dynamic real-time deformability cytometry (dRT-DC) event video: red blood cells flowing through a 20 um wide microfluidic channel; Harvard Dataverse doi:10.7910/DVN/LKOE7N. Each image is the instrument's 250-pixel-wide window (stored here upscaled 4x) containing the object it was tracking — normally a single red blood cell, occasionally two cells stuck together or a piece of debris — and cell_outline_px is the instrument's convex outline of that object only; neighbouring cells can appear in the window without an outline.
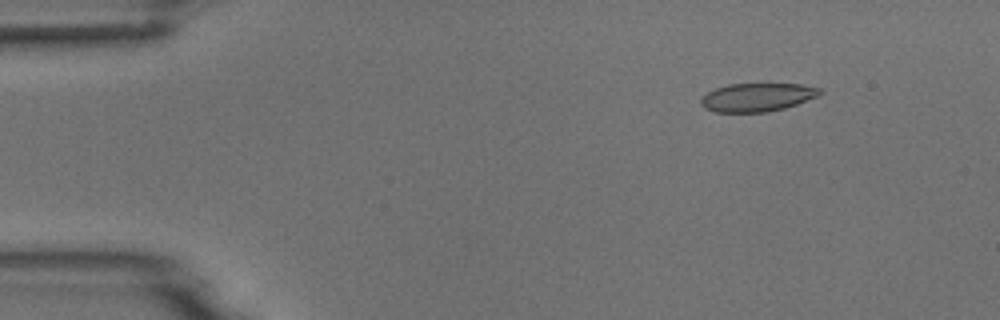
{"species": "common noctule bat (a hibernating species)", "species_latin": "Nyctalus noctula", "temperature_condition": "room temperature", "stored_images_in_passage": 7, "camera_frame_rate_fps": 3000, "um_per_image_px": 0.085, "animal": {"sex": "male", "body_mass_g": 18.8}, "frame": {"image": 1, "passage_image": 2, "time_ms": 1.0, "image_size_px": [1000, 320], "cell_outline_px": [[820, 92], [816, 96], [796, 104], [784, 108], [768, 112], [716, 112], [704, 108], [700, 104], [700, 96], [716, 88], [728, 84], [800, 84], [820, 88]], "centroid_in_image_um": [64.29, 8.27], "position_along_channel_um": 20.7, "area_um2": 19.54}}
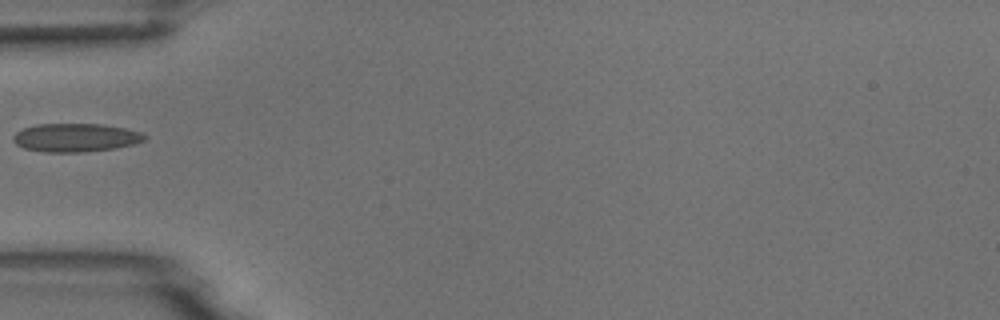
{"frame": {"image": 2, "passage_image": 5, "time_ms": 4.667, "image_size_px": [1000, 320], "cell_outline_px": [[148, 136], [144, 140], [136, 144], [116, 148], [84, 152], [44, 152], [24, 148], [16, 144], [12, 140], [12, 136], [16, 132], [24, 128], [36, 124], [100, 124], [124, 128], [140, 132]], "centroid_in_image_um": [6.42, 11.7], "position_along_channel_um": 78.6, "area_um2": 21.85}}